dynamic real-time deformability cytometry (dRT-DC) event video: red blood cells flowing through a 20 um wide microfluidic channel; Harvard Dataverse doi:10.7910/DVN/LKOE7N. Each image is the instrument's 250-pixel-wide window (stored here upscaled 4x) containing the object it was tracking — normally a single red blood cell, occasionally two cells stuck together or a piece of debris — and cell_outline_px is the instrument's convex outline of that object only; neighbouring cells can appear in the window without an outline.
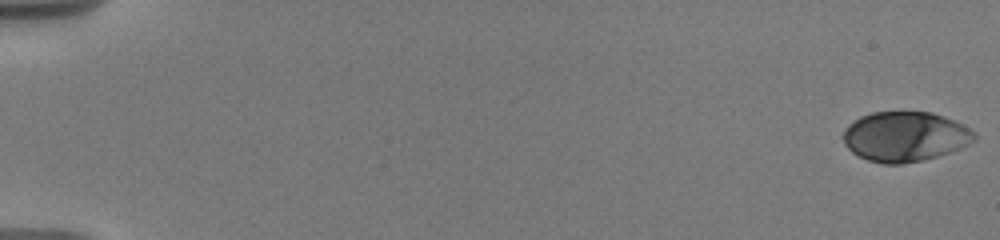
{"species": "human", "species_latin": "Homo sapiens", "temperature_condition": "warm", "stored_images_in_passage": 28, "camera_frame_rate_fps": 3000, "um_per_image_px": 0.085, "donor": {"sex": "male"}, "frame": {"image": 1, "passage_image": 1, "time_ms": 0.0, "image_size_px": [1000, 240], "cell_outline_px": [[976, 140], [960, 148], [936, 156], [920, 160], [900, 164], [884, 164], [868, 160], [852, 152], [844, 144], [844, 132], [848, 124], [860, 116], [872, 112], [932, 112], [956, 120], [976, 132]], "centroid_in_image_um": [76.94, 11.59], "position_along_channel_um": 8.1, "area_um2": 38.09}}
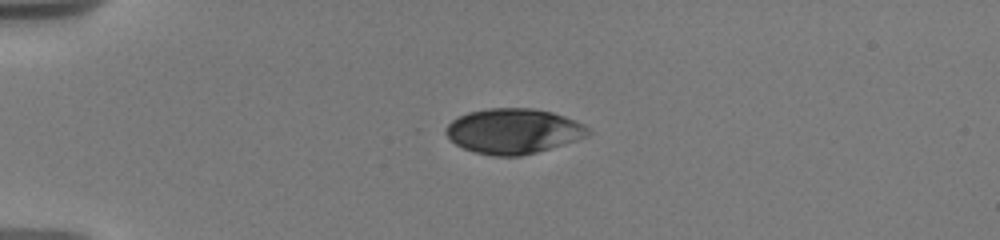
{"frame": {"image": 2, "passage_image": 21, "time_ms": 4.667, "image_size_px": [1000, 240], "cell_outline_px": [[592, 132], [588, 136], [576, 140], [536, 152], [520, 156], [492, 156], [476, 152], [464, 148], [456, 144], [444, 132], [448, 124], [452, 120], [468, 112], [488, 108], [532, 108], [552, 112], [576, 120], [584, 124]], "centroid_in_image_um": [43.65, 11.14], "position_along_channel_um": 41.3, "area_um2": 37.28}}
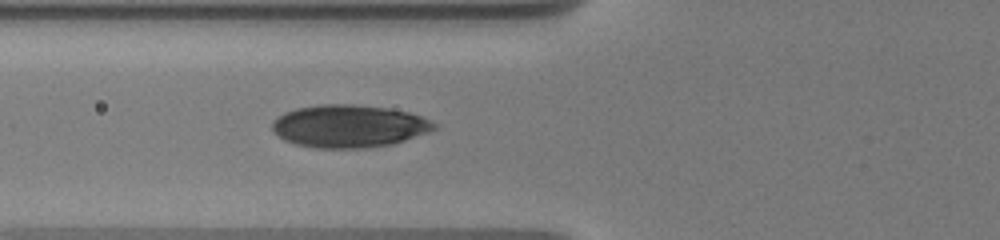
{"frame": {"image": 3, "passage_image": 28, "time_ms": 7.333, "image_size_px": [1000, 240], "cell_outline_px": [[440, 128], [392, 144], [368, 148], [316, 148], [296, 144], [284, 140], [272, 128], [272, 120], [284, 112], [296, 108], [320, 104], [352, 104], [388, 108], [408, 112], [420, 116], [436, 124]], "centroid_in_image_um": [29.66, 10.72], "position_along_channel_um": 96.1, "area_um2": 40.23}}